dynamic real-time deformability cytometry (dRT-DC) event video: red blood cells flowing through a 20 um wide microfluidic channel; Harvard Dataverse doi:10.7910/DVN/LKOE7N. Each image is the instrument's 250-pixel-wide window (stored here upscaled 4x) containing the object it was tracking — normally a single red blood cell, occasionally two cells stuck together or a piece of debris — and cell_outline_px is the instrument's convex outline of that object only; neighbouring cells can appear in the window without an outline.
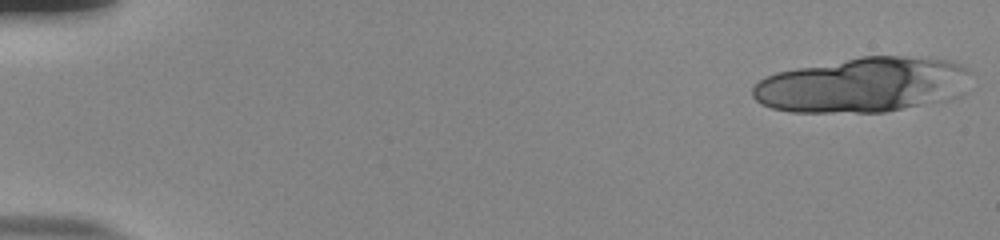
{"species": "human", "species_latin": "Homo sapiens", "temperature_condition": "room temperature", "stored_images_in_passage": 19, "camera_frame_rate_fps": 3000, "um_per_image_px": 0.085, "donor": {"sex": "male"}, "frame": {"image": 1, "passage_image": 1, "time_ms": 0.0, "image_size_px": [1000, 240], "cell_outline_px": [[972, 72], [940, 100], [884, 112], [792, 112], [772, 108], [760, 104], [752, 96], [752, 88], [764, 76], [776, 72], [796, 68], [860, 56], [904, 56], [944, 60], [960, 64]], "centroid_in_image_um": [73.11, 7.2], "position_along_channel_um": 11.9, "area_um2": 68.15}}